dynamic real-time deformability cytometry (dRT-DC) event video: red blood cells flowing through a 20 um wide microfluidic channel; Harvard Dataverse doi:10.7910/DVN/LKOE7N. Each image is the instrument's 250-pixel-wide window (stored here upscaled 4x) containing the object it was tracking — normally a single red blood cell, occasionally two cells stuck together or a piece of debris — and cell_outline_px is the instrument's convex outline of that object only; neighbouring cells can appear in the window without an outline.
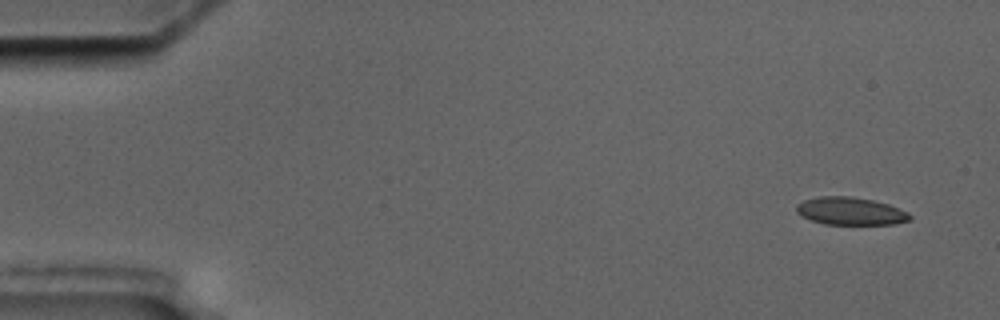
{"species": "common noctule bat (a hibernating species)", "species_latin": "Nyctalus noctula", "temperature_condition": "cold", "stored_images_in_passage": 10, "camera_frame_rate_fps": 3000, "um_per_image_px": 0.085, "animal": {"sex": "male", "body_mass_g": 17.5, "forearm_length_mm": 52.3}, "frame": {"image": 1, "passage_image": 1, "time_ms": 0.0, "image_size_px": [1000, 320], "cell_outline_px": [[912, 216], [908, 220], [892, 224], [824, 224], [812, 220], [796, 212], [796, 204], [804, 200], [820, 196], [852, 196], [872, 200], [888, 204], [900, 208], [908, 212]], "centroid_in_image_um": [72.29, 17.93], "position_along_channel_um": 12.7, "area_um2": 18.21}}
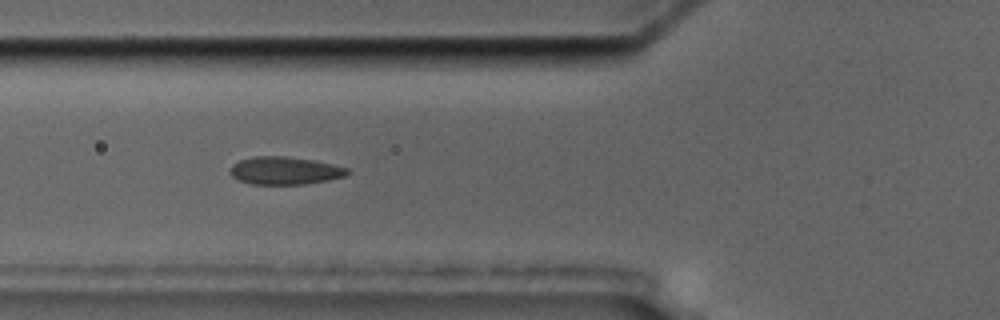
{"frame": {"image": 2, "passage_image": 5, "time_ms": 6.0, "image_size_px": [1000, 320], "cell_outline_px": [[348, 172], [344, 176], [328, 180], [304, 184], [248, 184], [232, 176], [228, 172], [232, 164], [240, 160], [252, 156], [284, 156], [312, 160], [332, 164], [348, 168]], "centroid_in_image_um": [24.15, 14.5], "position_along_channel_um": 101.6, "area_um2": 18.9}}
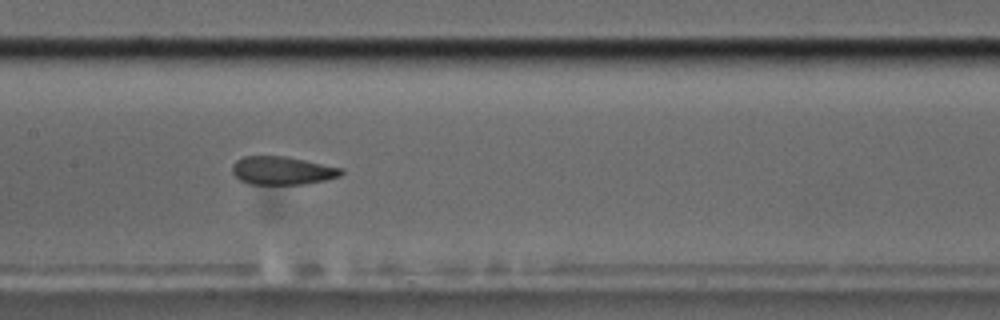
{"frame": {"image": 3, "passage_image": 7, "time_ms": 8.333, "image_size_px": [1000, 320], "cell_outline_px": [[344, 172], [340, 176], [324, 180], [304, 184], [248, 184], [240, 180], [232, 172], [232, 164], [236, 160], [244, 156], [284, 156], [344, 168]], "centroid_in_image_um": [23.99, 14.5], "position_along_channel_um": 183.4, "area_um2": 17.92}}